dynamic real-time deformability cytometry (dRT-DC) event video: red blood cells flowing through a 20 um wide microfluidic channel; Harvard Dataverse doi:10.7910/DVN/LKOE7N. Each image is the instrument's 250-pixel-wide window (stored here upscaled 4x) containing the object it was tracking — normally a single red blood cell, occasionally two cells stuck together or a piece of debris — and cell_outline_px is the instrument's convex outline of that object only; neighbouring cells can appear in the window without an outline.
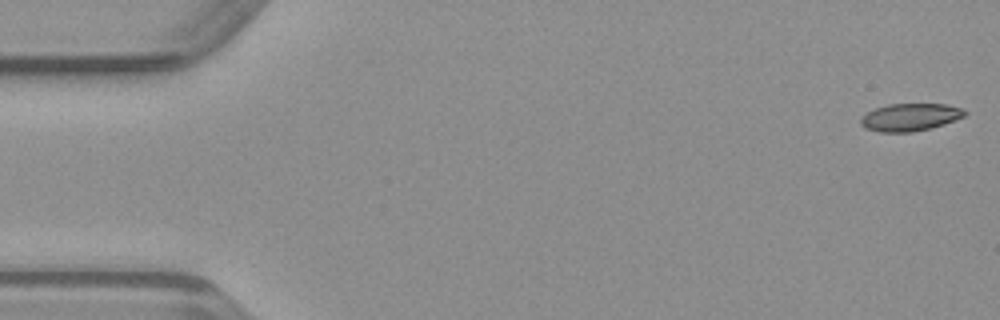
{"species": "common noctule bat (a hibernating species)", "species_latin": "Nyctalus noctula", "temperature_condition": "warm", "stored_images_in_passage": 49, "camera_frame_rate_fps": 3000, "um_per_image_px": 0.085, "animal": {"sex": "male", "body_mass_g": 23.1, "forearm_length_mm": 52.7}, "frame": {"image": 1, "passage_image": 1, "time_ms": 0.0, "image_size_px": [1000, 320], "cell_outline_px": [[968, 112], [964, 116], [956, 120], [944, 124], [912, 132], [880, 132], [864, 128], [860, 124], [860, 120], [868, 112], [876, 108], [888, 104], [944, 104], [964, 108]], "centroid_in_image_um": [77.38, 9.96], "position_along_channel_um": 7.6, "area_um2": 16.65}}
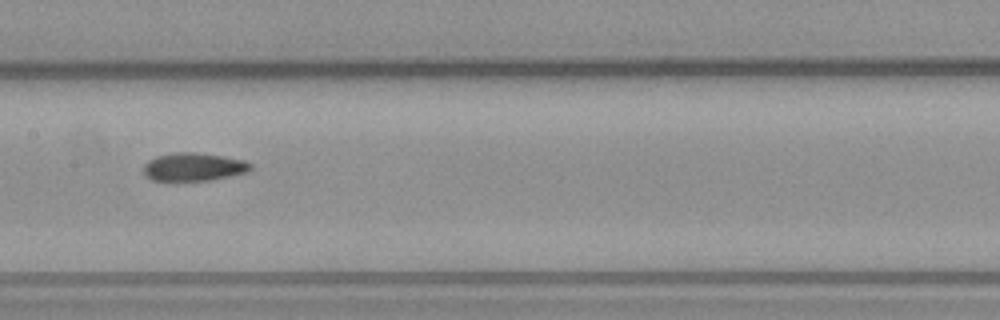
{"frame": {"image": 2, "passage_image": 24, "time_ms": 7.667, "image_size_px": [1000, 320], "cell_outline_px": [[252, 168], [248, 172], [212, 180], [152, 180], [144, 172], [144, 164], [148, 160], [156, 156], [176, 152], [196, 152], [244, 160], [252, 164]], "centroid_in_image_um": [16.48, 14.18], "position_along_channel_um": 190.9, "area_um2": 17.4}}
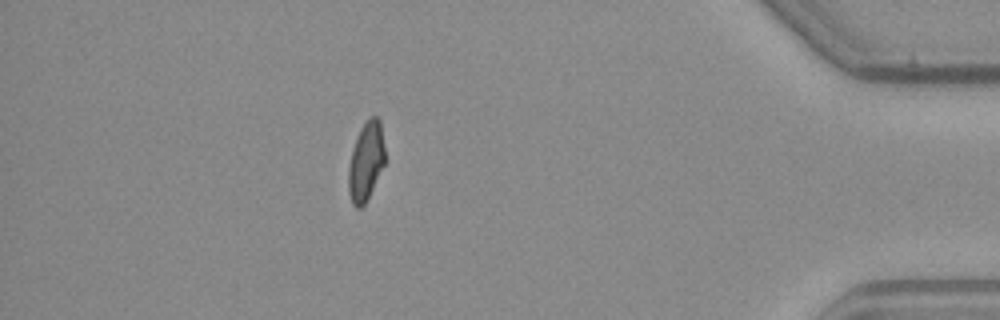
{"frame": {"image": 3, "passage_image": 43, "time_ms": 14.0, "image_size_px": [1000, 320], "cell_outline_px": [[384, 164], [368, 200], [360, 208], [356, 208], [352, 204], [348, 192], [348, 168], [352, 148], [360, 128], [364, 120], [368, 116], [376, 116], [380, 120], [384, 148]], "centroid_in_image_um": [31.08, 13.72], "position_along_channel_um": 404.1, "area_um2": 16.99}}